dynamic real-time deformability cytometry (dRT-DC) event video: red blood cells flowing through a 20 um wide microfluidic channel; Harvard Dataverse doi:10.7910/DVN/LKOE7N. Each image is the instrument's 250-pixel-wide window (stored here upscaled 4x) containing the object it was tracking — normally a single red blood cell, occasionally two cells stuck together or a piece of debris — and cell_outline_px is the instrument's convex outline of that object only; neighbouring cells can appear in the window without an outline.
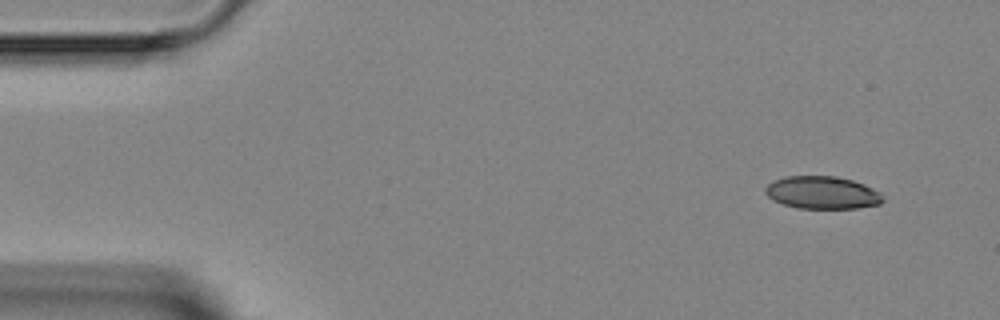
{"species": "Egyptian fruit bat (a non-hibernating species)", "species_latin": "Rousettus aegyptiacus", "temperature_condition": "room temperature", "stored_images_in_passage": 4, "segment_of_instrument_passage": [2, 2], "camera_frame_rate_fps": 3000, "um_per_image_px": 0.085, "animal": {"sex": "female"}, "frame": {"image": 1, "passage_image": 4, "time_ms": 5.0, "image_size_px": [1000, 320], "cell_outline_px": [[884, 200], [880, 204], [856, 208], [796, 208], [772, 200], [764, 192], [764, 188], [772, 180], [788, 176], [836, 176], [852, 180], [864, 184], [880, 192], [884, 196]], "centroid_in_image_um": [69.88, 16.37], "position_along_channel_um": 15.1, "area_um2": 22.48}}